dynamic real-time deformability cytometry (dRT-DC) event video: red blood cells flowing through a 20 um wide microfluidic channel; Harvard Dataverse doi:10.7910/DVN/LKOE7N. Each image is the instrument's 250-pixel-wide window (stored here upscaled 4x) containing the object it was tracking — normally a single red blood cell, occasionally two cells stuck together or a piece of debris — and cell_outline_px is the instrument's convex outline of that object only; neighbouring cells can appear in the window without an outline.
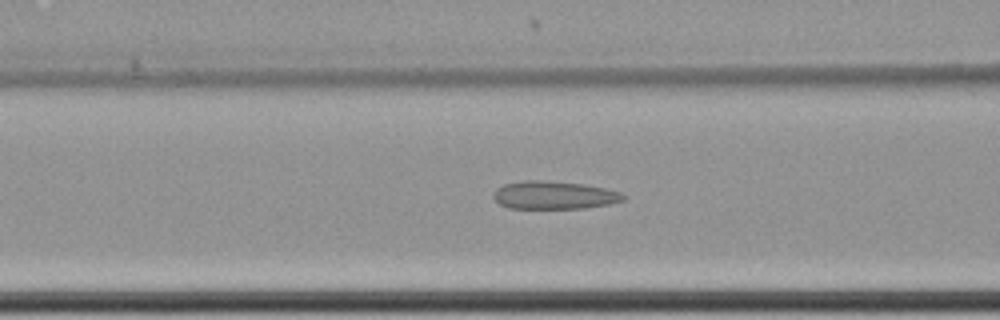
{"species": "common noctule bat (a hibernating species)", "species_latin": "Nyctalus noctula", "temperature_condition": "cold", "stored_images_in_passage": 62, "camera_frame_rate_fps": 3000, "um_per_image_px": 0.085, "animal": {"sex": "female", "body_mass_g": 22.7, "forearm_length_mm": 54.2}, "frame": {"image": 1, "passage_image": 27, "time_ms": 8.667, "image_size_px": [1000, 320], "cell_outline_px": [[628, 196], [624, 200], [608, 204], [584, 208], [508, 208], [500, 204], [492, 196], [496, 188], [504, 184], [524, 180], [540, 180], [584, 184], [604, 188], [620, 192]], "centroid_in_image_um": [47.09, 16.58], "position_along_channel_um": 119.5, "area_um2": 21.15}}
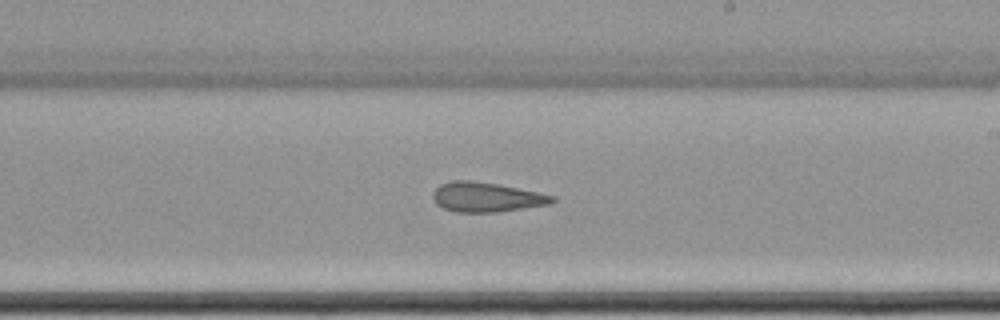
{"frame": {"image": 2, "passage_image": 38, "time_ms": 12.333, "image_size_px": [1000, 320], "cell_outline_px": [[556, 200], [552, 204], [496, 212], [456, 212], [444, 208], [436, 204], [432, 196], [432, 192], [440, 184], [452, 180], [472, 180], [500, 184], [540, 192], [556, 196]], "centroid_in_image_um": [41.37, 16.74], "position_along_channel_um": 247.6, "area_um2": 20.92}}
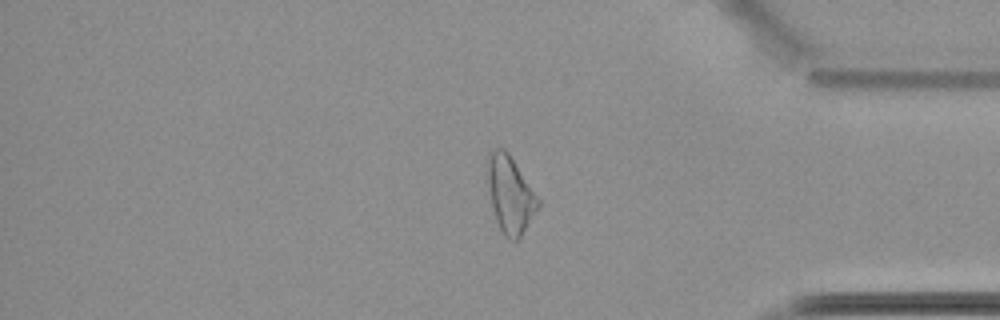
{"frame": {"image": 3, "passage_image": 52, "time_ms": 17.0, "image_size_px": [1000, 320], "cell_outline_px": [[540, 204], [520, 236], [516, 240], [512, 240], [504, 236], [496, 220], [492, 208], [484, 172], [488, 152], [492, 148], [504, 148], [508, 152], [540, 200]], "centroid_in_image_um": [43.29, 16.45], "position_along_channel_um": 391.9, "area_um2": 22.83}, "authors_computed_cell_mechanics": {"area_um2": 23.0622, "velocity_mm_per_s": 3.4984, "shape_relaxation_time_tau1_ms": null, "shape_relaxation_time_tau2_ms": 5.9686, "deformation_change_tau1": null, "deformation_change_tau2": 0.143}}